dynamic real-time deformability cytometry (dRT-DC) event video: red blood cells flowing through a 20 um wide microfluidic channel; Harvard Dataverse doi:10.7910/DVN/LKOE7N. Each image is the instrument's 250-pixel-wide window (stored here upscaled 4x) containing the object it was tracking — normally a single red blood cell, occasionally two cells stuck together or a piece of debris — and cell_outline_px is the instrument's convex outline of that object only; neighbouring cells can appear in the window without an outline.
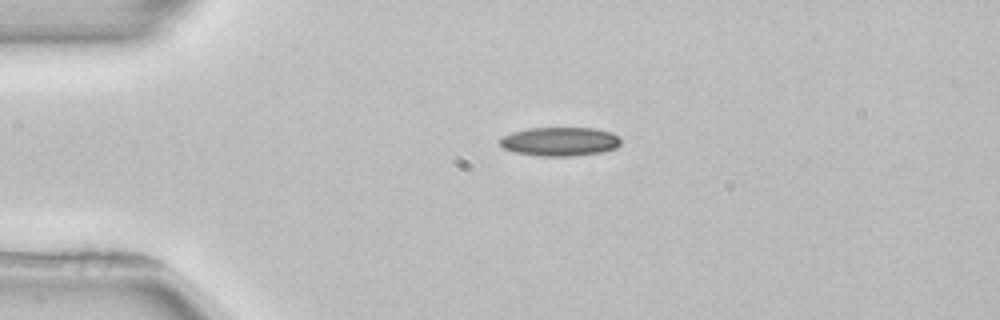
{"species": "common noctule bat (a hibernating species)", "species_latin": "Nyctalus noctula", "temperature_condition": "room temperature", "stored_images_in_passage": 41, "camera_frame_rate_fps": 3000, "um_per_image_px": 0.085, "animal": {"sex": "female", "body_mass_g": 22.7, "forearm_length_mm": 54.2}, "frame": {"image": 1, "passage_image": 1, "time_ms": 0.0, "image_size_px": [1000, 320], "cell_outline_px": [[620, 144], [616, 148], [604, 152], [572, 156], [540, 156], [516, 152], [504, 148], [496, 140], [500, 136], [512, 132], [528, 128], [596, 128], [612, 132], [620, 140]], "centroid_in_image_um": [47.56, 12.02], "position_along_channel_um": 37.4, "area_um2": 20.52}}
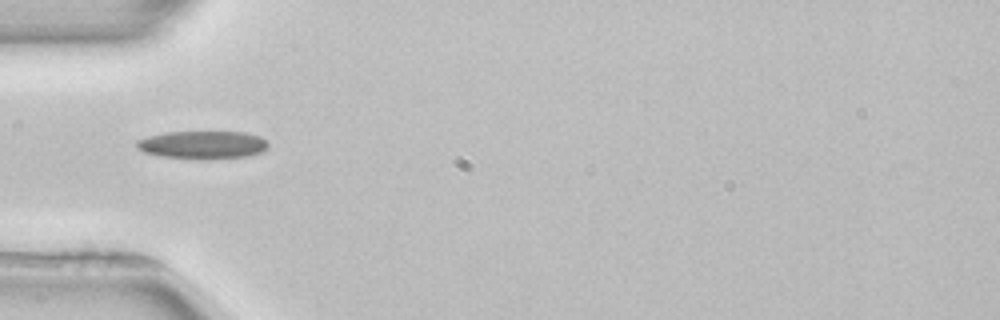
{"frame": {"image": 2, "passage_image": 6, "time_ms": 1.667, "image_size_px": [1000, 320], "cell_outline_px": [[268, 148], [260, 152], [248, 156], [208, 160], [160, 156], [144, 152], [136, 148], [136, 140], [148, 136], [164, 132], [244, 132], [260, 136], [268, 144]], "centroid_in_image_um": [17.2, 12.32], "position_along_channel_um": 67.8, "area_um2": 21.62}}
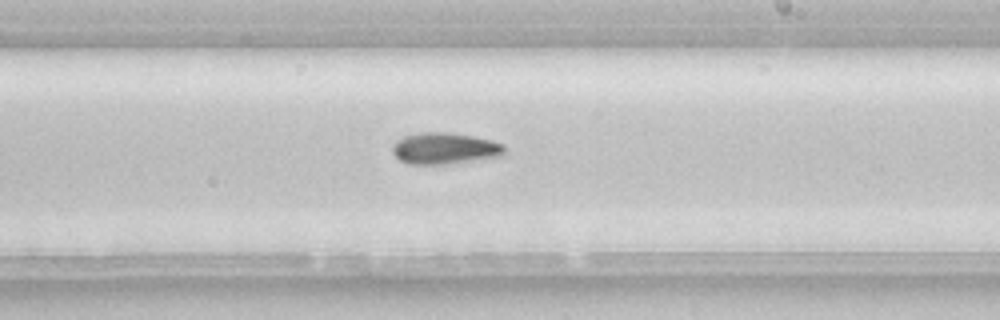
{"frame": {"image": 3, "passage_image": 20, "time_ms": 6.333, "image_size_px": [1000, 320], "cell_outline_px": [[504, 156], [444, 164], [408, 164], [400, 160], [392, 152], [392, 144], [396, 140], [404, 136], [420, 132], [448, 132], [472, 136], [492, 140], [504, 144]], "centroid_in_image_um": [37.79, 12.61], "position_along_channel_um": 251.2, "area_um2": 20.63}, "authors_computed_cell_mechanics": {"area_um2": 20.4612, "velocity_mm_per_s": 3.9387, "shape_relaxation_time_tau1_ms": 10.7908, "shape_relaxation_time_tau2_ms": null, "deformation_change_tau1": 0.1911, "deformation_change_tau2": null}}